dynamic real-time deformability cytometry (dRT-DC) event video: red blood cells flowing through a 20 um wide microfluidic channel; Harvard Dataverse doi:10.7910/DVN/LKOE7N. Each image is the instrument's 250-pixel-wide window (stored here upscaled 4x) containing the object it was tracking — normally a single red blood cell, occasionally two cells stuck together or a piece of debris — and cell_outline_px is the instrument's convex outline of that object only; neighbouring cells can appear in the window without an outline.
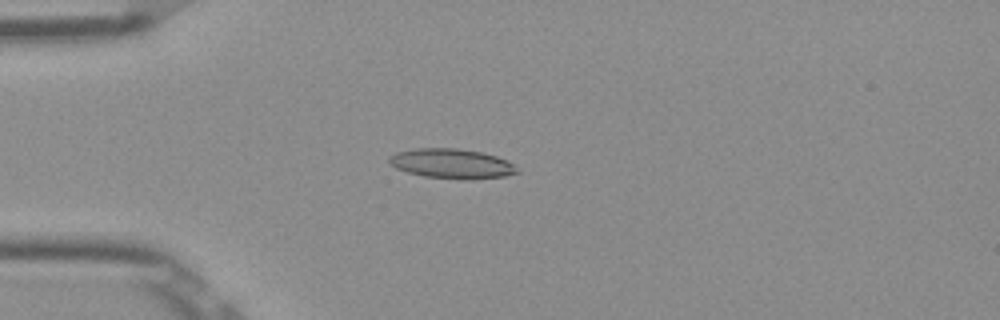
{"species": "Egyptian fruit bat (a non-hibernating species)", "species_latin": "Rousettus aegyptiacus", "temperature_condition": "room temperature", "stored_images_in_passage": 41, "camera_frame_rate_fps": 3000, "um_per_image_px": 0.085, "frame": {"image": 1, "passage_image": 3, "time_ms": 0.667, "image_size_px": [1000, 320], "cell_outline_px": [[520, 172], [504, 176], [460, 180], [424, 176], [408, 172], [396, 168], [388, 160], [388, 156], [396, 152], [416, 148], [456, 148], [480, 152], [496, 156], [508, 160]], "centroid_in_image_um": [38.38, 13.91], "position_along_channel_um": 46.6, "area_um2": 22.08}}
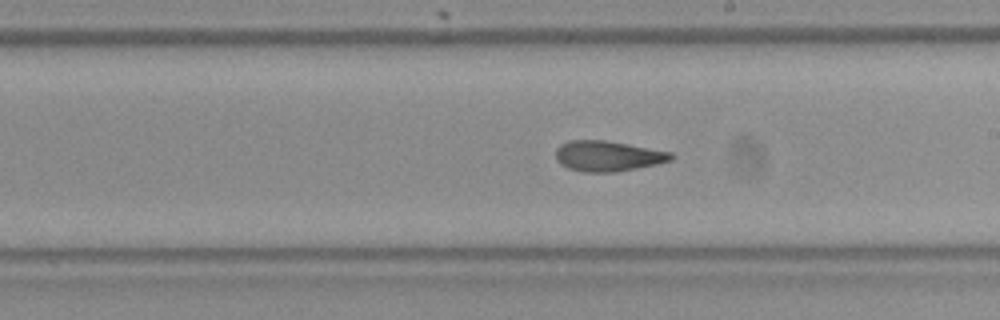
{"frame": {"image": 2, "passage_image": 19, "time_ms": 6.0, "image_size_px": [1000, 320], "cell_outline_px": [[676, 156], [672, 160], [656, 164], [636, 168], [612, 172], [584, 172], [568, 168], [560, 164], [556, 160], [556, 148], [560, 144], [568, 140], [604, 140], [628, 144], [672, 152]], "centroid_in_image_um": [51.65, 13.25], "position_along_channel_um": 237.3, "area_um2": 20.52}}
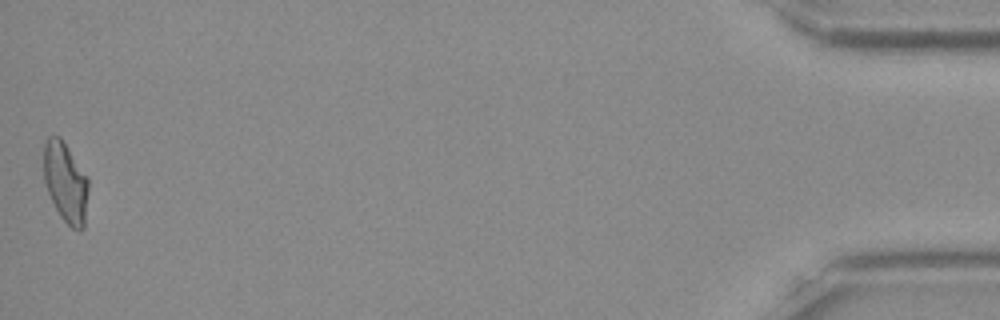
{"frame": {"image": 3, "passage_image": 41, "time_ms": 13.333, "image_size_px": [1000, 320], "cell_outline_px": [[88, 192], [84, 228], [80, 232], [72, 228], [60, 216], [48, 192], [44, 180], [44, 144], [48, 136], [60, 136], [88, 176]], "centroid_in_image_um": [5.59, 15.5], "position_along_channel_um": 429.6, "area_um2": 20.92}, "authors_computed_cell_mechanics": {"area_um2": 20.6924, "velocity_mm_per_s": 3.9018, "shape_relaxation_time_tau1_ms": null, "shape_relaxation_time_tau2_ms": 2.0183, "deformation_change_tau1": null, "deformation_change_tau2": 0.1029}}